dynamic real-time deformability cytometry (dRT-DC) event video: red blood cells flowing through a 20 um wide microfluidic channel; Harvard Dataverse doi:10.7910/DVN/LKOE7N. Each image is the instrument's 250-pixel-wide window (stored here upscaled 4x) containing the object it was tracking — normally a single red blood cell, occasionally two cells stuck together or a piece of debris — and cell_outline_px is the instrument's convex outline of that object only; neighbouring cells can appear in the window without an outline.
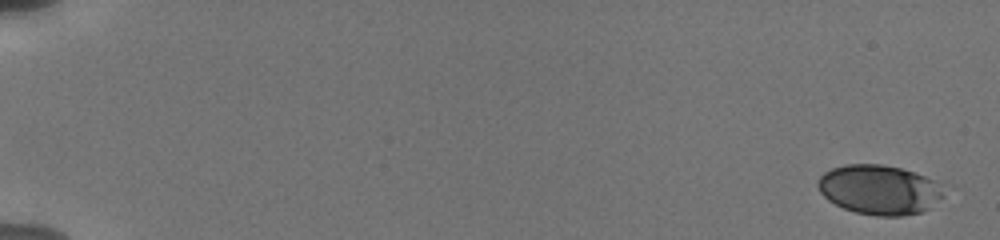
{"species": "human", "species_latin": "Homo sapiens", "temperature_condition": "cold", "stored_images_in_passage": 56, "camera_frame_rate_fps": 3000, "um_per_image_px": 0.085, "donor": {"sex": "male"}, "frame": {"image": 1, "passage_image": 1, "time_ms": 0.0, "image_size_px": [1000, 240], "cell_outline_px": [[944, 196], [928, 208], [920, 212], [904, 216], [876, 216], [856, 212], [844, 208], [828, 200], [820, 192], [816, 184], [820, 176], [824, 172], [832, 168], [844, 164], [880, 164], [900, 168], [924, 176], [932, 180]], "centroid_in_image_um": [74.66, 16.12], "position_along_channel_um": 10.3, "area_um2": 35.89}}
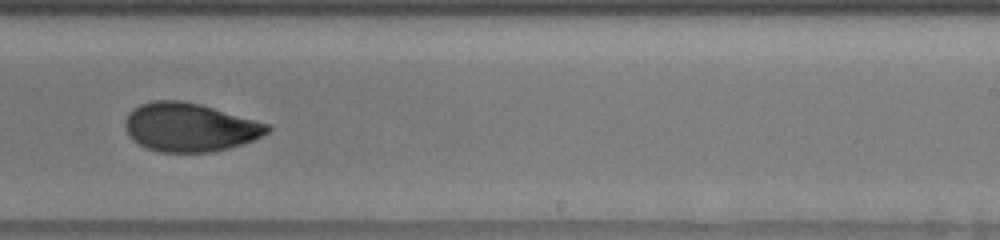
{"frame": {"image": 2, "passage_image": 38, "time_ms": 12.0, "image_size_px": [1000, 240], "cell_outline_px": [[272, 128], [268, 132], [252, 140], [228, 148], [212, 152], [160, 152], [148, 148], [132, 140], [124, 128], [124, 120], [132, 108], [140, 104], [152, 100], [180, 100], [200, 104], [268, 124]], "centroid_in_image_um": [16.07, 10.81], "position_along_channel_um": 272.9, "area_um2": 40.11}}
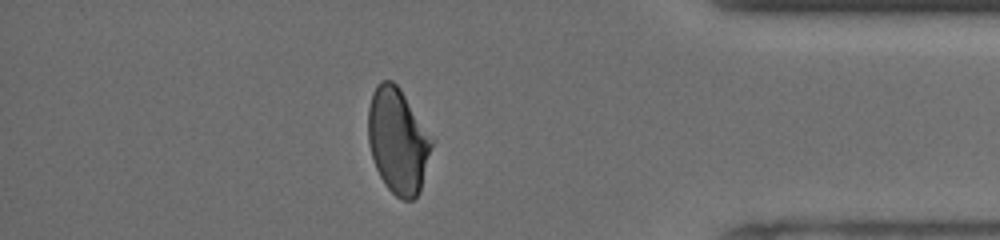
{"frame": {"image": 3, "passage_image": 50, "time_ms": 16.0, "image_size_px": [1000, 240], "cell_outline_px": [[432, 144], [420, 192], [412, 200], [404, 200], [396, 196], [384, 184], [376, 168], [368, 144], [368, 108], [372, 92], [376, 84], [380, 80], [392, 80], [400, 88], [432, 136]], "centroid_in_image_um": [33.8, 11.94], "position_along_channel_um": 401.4, "area_um2": 39.07}, "authors_computed_cell_mechanics": {"area_um2": 38.8994, "velocity_mm_per_s": 3.7891, "shape_relaxation_time_tau1_ms": 4.1482, "shape_relaxation_time_tau2_ms": 2.0439, "deformation_change_tau1": 0.1367, "deformation_change_tau2": 0.0609}}